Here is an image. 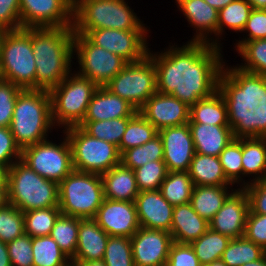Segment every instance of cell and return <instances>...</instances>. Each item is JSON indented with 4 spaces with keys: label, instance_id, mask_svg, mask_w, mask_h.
Wrapping results in <instances>:
<instances>
[{
    "label": "cell",
    "instance_id": "cell-1",
    "mask_svg": "<svg viewBox=\"0 0 266 266\" xmlns=\"http://www.w3.org/2000/svg\"><path fill=\"white\" fill-rule=\"evenodd\" d=\"M173 44L160 52L149 48L147 55L156 68L157 92L171 94L190 107L218 90L225 63L223 51L204 42Z\"/></svg>",
    "mask_w": 266,
    "mask_h": 266
},
{
    "label": "cell",
    "instance_id": "cell-2",
    "mask_svg": "<svg viewBox=\"0 0 266 266\" xmlns=\"http://www.w3.org/2000/svg\"><path fill=\"white\" fill-rule=\"evenodd\" d=\"M73 26L31 28L36 89L50 91L73 71Z\"/></svg>",
    "mask_w": 266,
    "mask_h": 266
},
{
    "label": "cell",
    "instance_id": "cell-3",
    "mask_svg": "<svg viewBox=\"0 0 266 266\" xmlns=\"http://www.w3.org/2000/svg\"><path fill=\"white\" fill-rule=\"evenodd\" d=\"M9 128L21 150L48 139L49 133L56 130L49 91L22 90L18 94Z\"/></svg>",
    "mask_w": 266,
    "mask_h": 266
},
{
    "label": "cell",
    "instance_id": "cell-4",
    "mask_svg": "<svg viewBox=\"0 0 266 266\" xmlns=\"http://www.w3.org/2000/svg\"><path fill=\"white\" fill-rule=\"evenodd\" d=\"M139 18L126 0H78L73 8V31L86 35L95 29L150 30Z\"/></svg>",
    "mask_w": 266,
    "mask_h": 266
},
{
    "label": "cell",
    "instance_id": "cell-5",
    "mask_svg": "<svg viewBox=\"0 0 266 266\" xmlns=\"http://www.w3.org/2000/svg\"><path fill=\"white\" fill-rule=\"evenodd\" d=\"M8 200L22 212L59 207L58 183L45 179L22 160L7 172Z\"/></svg>",
    "mask_w": 266,
    "mask_h": 266
},
{
    "label": "cell",
    "instance_id": "cell-6",
    "mask_svg": "<svg viewBox=\"0 0 266 266\" xmlns=\"http://www.w3.org/2000/svg\"><path fill=\"white\" fill-rule=\"evenodd\" d=\"M31 28L0 33V78L21 89H36Z\"/></svg>",
    "mask_w": 266,
    "mask_h": 266
},
{
    "label": "cell",
    "instance_id": "cell-7",
    "mask_svg": "<svg viewBox=\"0 0 266 266\" xmlns=\"http://www.w3.org/2000/svg\"><path fill=\"white\" fill-rule=\"evenodd\" d=\"M266 76L254 74L240 69L238 66H229L224 63L219 76L218 91L223 96L228 112V122L233 128L239 117H244L249 110L255 109L263 98V85Z\"/></svg>",
    "mask_w": 266,
    "mask_h": 266
},
{
    "label": "cell",
    "instance_id": "cell-8",
    "mask_svg": "<svg viewBox=\"0 0 266 266\" xmlns=\"http://www.w3.org/2000/svg\"><path fill=\"white\" fill-rule=\"evenodd\" d=\"M98 86L74 69L50 93L52 120L57 128L79 126ZM59 127V128H58ZM64 127V128H63Z\"/></svg>",
    "mask_w": 266,
    "mask_h": 266
},
{
    "label": "cell",
    "instance_id": "cell-9",
    "mask_svg": "<svg viewBox=\"0 0 266 266\" xmlns=\"http://www.w3.org/2000/svg\"><path fill=\"white\" fill-rule=\"evenodd\" d=\"M61 214L95 218L104 200L101 175L73 170L58 184Z\"/></svg>",
    "mask_w": 266,
    "mask_h": 266
},
{
    "label": "cell",
    "instance_id": "cell-10",
    "mask_svg": "<svg viewBox=\"0 0 266 266\" xmlns=\"http://www.w3.org/2000/svg\"><path fill=\"white\" fill-rule=\"evenodd\" d=\"M72 149L74 170L102 175L121 163L116 145L89 135L82 127L63 129Z\"/></svg>",
    "mask_w": 266,
    "mask_h": 266
},
{
    "label": "cell",
    "instance_id": "cell-11",
    "mask_svg": "<svg viewBox=\"0 0 266 266\" xmlns=\"http://www.w3.org/2000/svg\"><path fill=\"white\" fill-rule=\"evenodd\" d=\"M105 87L138 111L157 92L156 68L152 59L146 55L140 61L127 63Z\"/></svg>",
    "mask_w": 266,
    "mask_h": 266
},
{
    "label": "cell",
    "instance_id": "cell-12",
    "mask_svg": "<svg viewBox=\"0 0 266 266\" xmlns=\"http://www.w3.org/2000/svg\"><path fill=\"white\" fill-rule=\"evenodd\" d=\"M62 139L57 144L48 138L23 148L21 160L41 177L59 184L74 170L71 145L64 131Z\"/></svg>",
    "mask_w": 266,
    "mask_h": 266
},
{
    "label": "cell",
    "instance_id": "cell-13",
    "mask_svg": "<svg viewBox=\"0 0 266 266\" xmlns=\"http://www.w3.org/2000/svg\"><path fill=\"white\" fill-rule=\"evenodd\" d=\"M73 59L78 64L77 73L93 81L98 87L105 86L127 64L112 52L93 44L85 35L74 33Z\"/></svg>",
    "mask_w": 266,
    "mask_h": 266
},
{
    "label": "cell",
    "instance_id": "cell-14",
    "mask_svg": "<svg viewBox=\"0 0 266 266\" xmlns=\"http://www.w3.org/2000/svg\"><path fill=\"white\" fill-rule=\"evenodd\" d=\"M150 30L95 29L85 36L95 45L117 54L127 63L142 60L149 50Z\"/></svg>",
    "mask_w": 266,
    "mask_h": 266
},
{
    "label": "cell",
    "instance_id": "cell-15",
    "mask_svg": "<svg viewBox=\"0 0 266 266\" xmlns=\"http://www.w3.org/2000/svg\"><path fill=\"white\" fill-rule=\"evenodd\" d=\"M69 0H20L21 28L73 26Z\"/></svg>",
    "mask_w": 266,
    "mask_h": 266
},
{
    "label": "cell",
    "instance_id": "cell-16",
    "mask_svg": "<svg viewBox=\"0 0 266 266\" xmlns=\"http://www.w3.org/2000/svg\"><path fill=\"white\" fill-rule=\"evenodd\" d=\"M173 243L168 231L140 227L131 237L135 266H166Z\"/></svg>",
    "mask_w": 266,
    "mask_h": 266
},
{
    "label": "cell",
    "instance_id": "cell-17",
    "mask_svg": "<svg viewBox=\"0 0 266 266\" xmlns=\"http://www.w3.org/2000/svg\"><path fill=\"white\" fill-rule=\"evenodd\" d=\"M158 134L163 143V161L167 170L188 171L196 153L189 124L165 127Z\"/></svg>",
    "mask_w": 266,
    "mask_h": 266
},
{
    "label": "cell",
    "instance_id": "cell-18",
    "mask_svg": "<svg viewBox=\"0 0 266 266\" xmlns=\"http://www.w3.org/2000/svg\"><path fill=\"white\" fill-rule=\"evenodd\" d=\"M234 189L225 199L222 208L209 221V228L230 239L244 236L249 212V198L245 188Z\"/></svg>",
    "mask_w": 266,
    "mask_h": 266
},
{
    "label": "cell",
    "instance_id": "cell-19",
    "mask_svg": "<svg viewBox=\"0 0 266 266\" xmlns=\"http://www.w3.org/2000/svg\"><path fill=\"white\" fill-rule=\"evenodd\" d=\"M109 236L131 238L140 228L135 202L104 198L94 218Z\"/></svg>",
    "mask_w": 266,
    "mask_h": 266
},
{
    "label": "cell",
    "instance_id": "cell-20",
    "mask_svg": "<svg viewBox=\"0 0 266 266\" xmlns=\"http://www.w3.org/2000/svg\"><path fill=\"white\" fill-rule=\"evenodd\" d=\"M138 112L159 131L188 123L190 107L171 94L156 92Z\"/></svg>",
    "mask_w": 266,
    "mask_h": 266
},
{
    "label": "cell",
    "instance_id": "cell-21",
    "mask_svg": "<svg viewBox=\"0 0 266 266\" xmlns=\"http://www.w3.org/2000/svg\"><path fill=\"white\" fill-rule=\"evenodd\" d=\"M179 12L195 31L189 42H204L218 46V13L204 0H175ZM213 35V37H212Z\"/></svg>",
    "mask_w": 266,
    "mask_h": 266
},
{
    "label": "cell",
    "instance_id": "cell-22",
    "mask_svg": "<svg viewBox=\"0 0 266 266\" xmlns=\"http://www.w3.org/2000/svg\"><path fill=\"white\" fill-rule=\"evenodd\" d=\"M135 204L140 227L171 231L174 206L159 190L139 192Z\"/></svg>",
    "mask_w": 266,
    "mask_h": 266
},
{
    "label": "cell",
    "instance_id": "cell-23",
    "mask_svg": "<svg viewBox=\"0 0 266 266\" xmlns=\"http://www.w3.org/2000/svg\"><path fill=\"white\" fill-rule=\"evenodd\" d=\"M137 112L127 100L113 94L105 86H100L91 98L83 121L133 117Z\"/></svg>",
    "mask_w": 266,
    "mask_h": 266
},
{
    "label": "cell",
    "instance_id": "cell-24",
    "mask_svg": "<svg viewBox=\"0 0 266 266\" xmlns=\"http://www.w3.org/2000/svg\"><path fill=\"white\" fill-rule=\"evenodd\" d=\"M108 238L94 218L80 219L76 251L71 261L103 260Z\"/></svg>",
    "mask_w": 266,
    "mask_h": 266
},
{
    "label": "cell",
    "instance_id": "cell-25",
    "mask_svg": "<svg viewBox=\"0 0 266 266\" xmlns=\"http://www.w3.org/2000/svg\"><path fill=\"white\" fill-rule=\"evenodd\" d=\"M209 229V222L199 216L190 203L174 206L170 234L173 242L190 244Z\"/></svg>",
    "mask_w": 266,
    "mask_h": 266
},
{
    "label": "cell",
    "instance_id": "cell-26",
    "mask_svg": "<svg viewBox=\"0 0 266 266\" xmlns=\"http://www.w3.org/2000/svg\"><path fill=\"white\" fill-rule=\"evenodd\" d=\"M195 152L219 157L225 147L234 139L230 126H217L200 123H188Z\"/></svg>",
    "mask_w": 266,
    "mask_h": 266
},
{
    "label": "cell",
    "instance_id": "cell-27",
    "mask_svg": "<svg viewBox=\"0 0 266 266\" xmlns=\"http://www.w3.org/2000/svg\"><path fill=\"white\" fill-rule=\"evenodd\" d=\"M104 198L115 201L135 202L139 190L134 170L122 163L101 175Z\"/></svg>",
    "mask_w": 266,
    "mask_h": 266
},
{
    "label": "cell",
    "instance_id": "cell-28",
    "mask_svg": "<svg viewBox=\"0 0 266 266\" xmlns=\"http://www.w3.org/2000/svg\"><path fill=\"white\" fill-rule=\"evenodd\" d=\"M242 167L243 188L266 178V137L242 138Z\"/></svg>",
    "mask_w": 266,
    "mask_h": 266
},
{
    "label": "cell",
    "instance_id": "cell-29",
    "mask_svg": "<svg viewBox=\"0 0 266 266\" xmlns=\"http://www.w3.org/2000/svg\"><path fill=\"white\" fill-rule=\"evenodd\" d=\"M188 174L194 186H234L225 176L218 157L195 153Z\"/></svg>",
    "mask_w": 266,
    "mask_h": 266
},
{
    "label": "cell",
    "instance_id": "cell-30",
    "mask_svg": "<svg viewBox=\"0 0 266 266\" xmlns=\"http://www.w3.org/2000/svg\"><path fill=\"white\" fill-rule=\"evenodd\" d=\"M234 186H194L190 204L194 211L208 222L222 208ZM230 189V190H228Z\"/></svg>",
    "mask_w": 266,
    "mask_h": 266
},
{
    "label": "cell",
    "instance_id": "cell-31",
    "mask_svg": "<svg viewBox=\"0 0 266 266\" xmlns=\"http://www.w3.org/2000/svg\"><path fill=\"white\" fill-rule=\"evenodd\" d=\"M217 126H230L225 100L217 90L210 97L190 106L189 122Z\"/></svg>",
    "mask_w": 266,
    "mask_h": 266
},
{
    "label": "cell",
    "instance_id": "cell-32",
    "mask_svg": "<svg viewBox=\"0 0 266 266\" xmlns=\"http://www.w3.org/2000/svg\"><path fill=\"white\" fill-rule=\"evenodd\" d=\"M253 8L247 0H234L218 13V46L222 47L226 28L233 32H242Z\"/></svg>",
    "mask_w": 266,
    "mask_h": 266
},
{
    "label": "cell",
    "instance_id": "cell-33",
    "mask_svg": "<svg viewBox=\"0 0 266 266\" xmlns=\"http://www.w3.org/2000/svg\"><path fill=\"white\" fill-rule=\"evenodd\" d=\"M193 188V181L187 171H168L159 191L172 206H177L190 203Z\"/></svg>",
    "mask_w": 266,
    "mask_h": 266
},
{
    "label": "cell",
    "instance_id": "cell-34",
    "mask_svg": "<svg viewBox=\"0 0 266 266\" xmlns=\"http://www.w3.org/2000/svg\"><path fill=\"white\" fill-rule=\"evenodd\" d=\"M258 104L244 117H239V122L232 128L234 138L266 137V83Z\"/></svg>",
    "mask_w": 266,
    "mask_h": 266
},
{
    "label": "cell",
    "instance_id": "cell-35",
    "mask_svg": "<svg viewBox=\"0 0 266 266\" xmlns=\"http://www.w3.org/2000/svg\"><path fill=\"white\" fill-rule=\"evenodd\" d=\"M230 240L228 236L209 228L198 239L191 242L190 245L201 265L205 266L221 259Z\"/></svg>",
    "mask_w": 266,
    "mask_h": 266
},
{
    "label": "cell",
    "instance_id": "cell-36",
    "mask_svg": "<svg viewBox=\"0 0 266 266\" xmlns=\"http://www.w3.org/2000/svg\"><path fill=\"white\" fill-rule=\"evenodd\" d=\"M33 266H68L71 259L48 236L32 238Z\"/></svg>",
    "mask_w": 266,
    "mask_h": 266
},
{
    "label": "cell",
    "instance_id": "cell-37",
    "mask_svg": "<svg viewBox=\"0 0 266 266\" xmlns=\"http://www.w3.org/2000/svg\"><path fill=\"white\" fill-rule=\"evenodd\" d=\"M265 255V250L244 236L231 239L224 250L221 260L227 266H242L245 263L259 260Z\"/></svg>",
    "mask_w": 266,
    "mask_h": 266
},
{
    "label": "cell",
    "instance_id": "cell-38",
    "mask_svg": "<svg viewBox=\"0 0 266 266\" xmlns=\"http://www.w3.org/2000/svg\"><path fill=\"white\" fill-rule=\"evenodd\" d=\"M80 219L60 214L50 232V236L70 259L75 255Z\"/></svg>",
    "mask_w": 266,
    "mask_h": 266
},
{
    "label": "cell",
    "instance_id": "cell-39",
    "mask_svg": "<svg viewBox=\"0 0 266 266\" xmlns=\"http://www.w3.org/2000/svg\"><path fill=\"white\" fill-rule=\"evenodd\" d=\"M158 134V130L137 112L129 121L118 146L120 154L125 150L141 146Z\"/></svg>",
    "mask_w": 266,
    "mask_h": 266
},
{
    "label": "cell",
    "instance_id": "cell-40",
    "mask_svg": "<svg viewBox=\"0 0 266 266\" xmlns=\"http://www.w3.org/2000/svg\"><path fill=\"white\" fill-rule=\"evenodd\" d=\"M131 118L132 117L102 121H83L79 126L96 139L104 140L118 147L126 131L128 121Z\"/></svg>",
    "mask_w": 266,
    "mask_h": 266
},
{
    "label": "cell",
    "instance_id": "cell-41",
    "mask_svg": "<svg viewBox=\"0 0 266 266\" xmlns=\"http://www.w3.org/2000/svg\"><path fill=\"white\" fill-rule=\"evenodd\" d=\"M157 160H163V143L159 134L147 143L129 148L121 154V163L132 170Z\"/></svg>",
    "mask_w": 266,
    "mask_h": 266
},
{
    "label": "cell",
    "instance_id": "cell-42",
    "mask_svg": "<svg viewBox=\"0 0 266 266\" xmlns=\"http://www.w3.org/2000/svg\"><path fill=\"white\" fill-rule=\"evenodd\" d=\"M236 53L242 58L241 65L236 66L244 71L266 76V38L247 41Z\"/></svg>",
    "mask_w": 266,
    "mask_h": 266
},
{
    "label": "cell",
    "instance_id": "cell-43",
    "mask_svg": "<svg viewBox=\"0 0 266 266\" xmlns=\"http://www.w3.org/2000/svg\"><path fill=\"white\" fill-rule=\"evenodd\" d=\"M60 214L59 207L23 212L25 233L31 238L50 235L51 229Z\"/></svg>",
    "mask_w": 266,
    "mask_h": 266
},
{
    "label": "cell",
    "instance_id": "cell-44",
    "mask_svg": "<svg viewBox=\"0 0 266 266\" xmlns=\"http://www.w3.org/2000/svg\"><path fill=\"white\" fill-rule=\"evenodd\" d=\"M226 178L243 188L242 138H234L218 157Z\"/></svg>",
    "mask_w": 266,
    "mask_h": 266
},
{
    "label": "cell",
    "instance_id": "cell-45",
    "mask_svg": "<svg viewBox=\"0 0 266 266\" xmlns=\"http://www.w3.org/2000/svg\"><path fill=\"white\" fill-rule=\"evenodd\" d=\"M103 261L106 266H135L131 238L109 236Z\"/></svg>",
    "mask_w": 266,
    "mask_h": 266
},
{
    "label": "cell",
    "instance_id": "cell-46",
    "mask_svg": "<svg viewBox=\"0 0 266 266\" xmlns=\"http://www.w3.org/2000/svg\"><path fill=\"white\" fill-rule=\"evenodd\" d=\"M139 192L159 190L167 176L168 170L163 160L149 161L134 169Z\"/></svg>",
    "mask_w": 266,
    "mask_h": 266
},
{
    "label": "cell",
    "instance_id": "cell-47",
    "mask_svg": "<svg viewBox=\"0 0 266 266\" xmlns=\"http://www.w3.org/2000/svg\"><path fill=\"white\" fill-rule=\"evenodd\" d=\"M25 233L23 212L8 203L0 208V241L8 243Z\"/></svg>",
    "mask_w": 266,
    "mask_h": 266
},
{
    "label": "cell",
    "instance_id": "cell-48",
    "mask_svg": "<svg viewBox=\"0 0 266 266\" xmlns=\"http://www.w3.org/2000/svg\"><path fill=\"white\" fill-rule=\"evenodd\" d=\"M22 90L12 82L0 78V127H10L15 103Z\"/></svg>",
    "mask_w": 266,
    "mask_h": 266
},
{
    "label": "cell",
    "instance_id": "cell-49",
    "mask_svg": "<svg viewBox=\"0 0 266 266\" xmlns=\"http://www.w3.org/2000/svg\"><path fill=\"white\" fill-rule=\"evenodd\" d=\"M11 266H33L32 238L24 233L7 243Z\"/></svg>",
    "mask_w": 266,
    "mask_h": 266
},
{
    "label": "cell",
    "instance_id": "cell-50",
    "mask_svg": "<svg viewBox=\"0 0 266 266\" xmlns=\"http://www.w3.org/2000/svg\"><path fill=\"white\" fill-rule=\"evenodd\" d=\"M241 33H246V35H243L245 38L236 40L237 42L234 43L233 49L236 51L247 41L266 38V10L253 9Z\"/></svg>",
    "mask_w": 266,
    "mask_h": 266
},
{
    "label": "cell",
    "instance_id": "cell-51",
    "mask_svg": "<svg viewBox=\"0 0 266 266\" xmlns=\"http://www.w3.org/2000/svg\"><path fill=\"white\" fill-rule=\"evenodd\" d=\"M244 237L266 251V215L253 213L249 209L246 218Z\"/></svg>",
    "mask_w": 266,
    "mask_h": 266
},
{
    "label": "cell",
    "instance_id": "cell-52",
    "mask_svg": "<svg viewBox=\"0 0 266 266\" xmlns=\"http://www.w3.org/2000/svg\"><path fill=\"white\" fill-rule=\"evenodd\" d=\"M20 29V0H0V32Z\"/></svg>",
    "mask_w": 266,
    "mask_h": 266
},
{
    "label": "cell",
    "instance_id": "cell-53",
    "mask_svg": "<svg viewBox=\"0 0 266 266\" xmlns=\"http://www.w3.org/2000/svg\"><path fill=\"white\" fill-rule=\"evenodd\" d=\"M21 148L15 143L9 127H0V163L8 169L21 160Z\"/></svg>",
    "mask_w": 266,
    "mask_h": 266
},
{
    "label": "cell",
    "instance_id": "cell-54",
    "mask_svg": "<svg viewBox=\"0 0 266 266\" xmlns=\"http://www.w3.org/2000/svg\"><path fill=\"white\" fill-rule=\"evenodd\" d=\"M166 266H202L190 244L173 242Z\"/></svg>",
    "mask_w": 266,
    "mask_h": 266
},
{
    "label": "cell",
    "instance_id": "cell-55",
    "mask_svg": "<svg viewBox=\"0 0 266 266\" xmlns=\"http://www.w3.org/2000/svg\"><path fill=\"white\" fill-rule=\"evenodd\" d=\"M249 198V209L253 213L266 215V178L244 187Z\"/></svg>",
    "mask_w": 266,
    "mask_h": 266
},
{
    "label": "cell",
    "instance_id": "cell-56",
    "mask_svg": "<svg viewBox=\"0 0 266 266\" xmlns=\"http://www.w3.org/2000/svg\"><path fill=\"white\" fill-rule=\"evenodd\" d=\"M0 266H11L7 243L0 241Z\"/></svg>",
    "mask_w": 266,
    "mask_h": 266
},
{
    "label": "cell",
    "instance_id": "cell-57",
    "mask_svg": "<svg viewBox=\"0 0 266 266\" xmlns=\"http://www.w3.org/2000/svg\"><path fill=\"white\" fill-rule=\"evenodd\" d=\"M8 203V185L0 184V208L7 205Z\"/></svg>",
    "mask_w": 266,
    "mask_h": 266
},
{
    "label": "cell",
    "instance_id": "cell-58",
    "mask_svg": "<svg viewBox=\"0 0 266 266\" xmlns=\"http://www.w3.org/2000/svg\"><path fill=\"white\" fill-rule=\"evenodd\" d=\"M211 7L216 8L218 11L224 7H226L229 3L234 0H204Z\"/></svg>",
    "mask_w": 266,
    "mask_h": 266
},
{
    "label": "cell",
    "instance_id": "cell-59",
    "mask_svg": "<svg viewBox=\"0 0 266 266\" xmlns=\"http://www.w3.org/2000/svg\"><path fill=\"white\" fill-rule=\"evenodd\" d=\"M76 266H106L103 260H95V261H71Z\"/></svg>",
    "mask_w": 266,
    "mask_h": 266
},
{
    "label": "cell",
    "instance_id": "cell-60",
    "mask_svg": "<svg viewBox=\"0 0 266 266\" xmlns=\"http://www.w3.org/2000/svg\"><path fill=\"white\" fill-rule=\"evenodd\" d=\"M253 9L266 10V0H247Z\"/></svg>",
    "mask_w": 266,
    "mask_h": 266
},
{
    "label": "cell",
    "instance_id": "cell-61",
    "mask_svg": "<svg viewBox=\"0 0 266 266\" xmlns=\"http://www.w3.org/2000/svg\"><path fill=\"white\" fill-rule=\"evenodd\" d=\"M8 168L0 163V184H7Z\"/></svg>",
    "mask_w": 266,
    "mask_h": 266
},
{
    "label": "cell",
    "instance_id": "cell-62",
    "mask_svg": "<svg viewBox=\"0 0 266 266\" xmlns=\"http://www.w3.org/2000/svg\"><path fill=\"white\" fill-rule=\"evenodd\" d=\"M242 266H266V255H264L259 260L251 261L249 263H245Z\"/></svg>",
    "mask_w": 266,
    "mask_h": 266
},
{
    "label": "cell",
    "instance_id": "cell-63",
    "mask_svg": "<svg viewBox=\"0 0 266 266\" xmlns=\"http://www.w3.org/2000/svg\"><path fill=\"white\" fill-rule=\"evenodd\" d=\"M205 266H227L221 259L217 261H213L211 264Z\"/></svg>",
    "mask_w": 266,
    "mask_h": 266
},
{
    "label": "cell",
    "instance_id": "cell-64",
    "mask_svg": "<svg viewBox=\"0 0 266 266\" xmlns=\"http://www.w3.org/2000/svg\"><path fill=\"white\" fill-rule=\"evenodd\" d=\"M69 1L75 4L78 0H69Z\"/></svg>",
    "mask_w": 266,
    "mask_h": 266
},
{
    "label": "cell",
    "instance_id": "cell-65",
    "mask_svg": "<svg viewBox=\"0 0 266 266\" xmlns=\"http://www.w3.org/2000/svg\"><path fill=\"white\" fill-rule=\"evenodd\" d=\"M68 266H76L74 263H70Z\"/></svg>",
    "mask_w": 266,
    "mask_h": 266
}]
</instances>
